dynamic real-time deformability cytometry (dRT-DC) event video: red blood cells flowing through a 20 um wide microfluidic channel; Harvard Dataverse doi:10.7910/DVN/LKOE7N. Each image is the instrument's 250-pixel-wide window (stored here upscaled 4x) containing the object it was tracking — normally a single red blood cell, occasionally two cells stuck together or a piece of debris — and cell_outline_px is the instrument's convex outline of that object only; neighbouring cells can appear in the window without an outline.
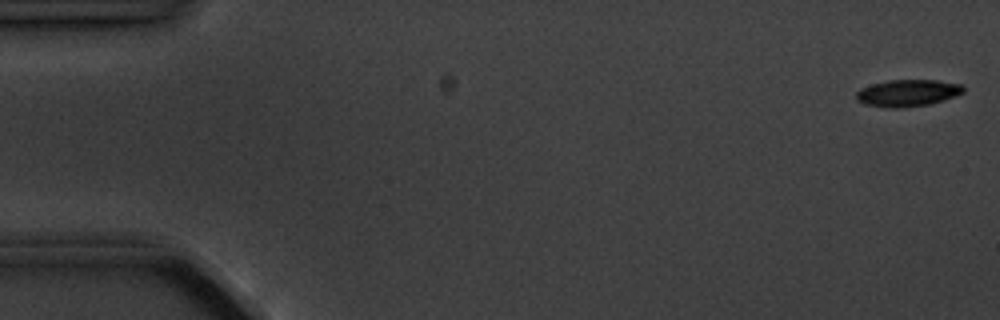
{"species": "common noctule bat (a hibernating species)", "species_latin": "Nyctalus noctula", "temperature_condition": "cold", "stored_images_in_passage": 5, "camera_frame_rate_fps": 3000, "um_per_image_px": 0.085, "animal": {"sex": "male", "body_mass_g": 20.1, "forearm_length_mm": 53.5}, "frame": {"image": 1, "passage_image": 1, "time_ms": 0.0, "image_size_px": [1000, 320], "cell_outline_px": [[964, 92], [944, 100], [928, 104], [900, 108], [888, 108], [864, 104], [856, 100], [856, 92], [860, 88], [872, 84], [888, 80], [936, 80], [960, 84], [964, 88]], "centroid_in_image_um": [77.11, 7.9], "position_along_channel_um": 7.9, "area_um2": 16.76}}